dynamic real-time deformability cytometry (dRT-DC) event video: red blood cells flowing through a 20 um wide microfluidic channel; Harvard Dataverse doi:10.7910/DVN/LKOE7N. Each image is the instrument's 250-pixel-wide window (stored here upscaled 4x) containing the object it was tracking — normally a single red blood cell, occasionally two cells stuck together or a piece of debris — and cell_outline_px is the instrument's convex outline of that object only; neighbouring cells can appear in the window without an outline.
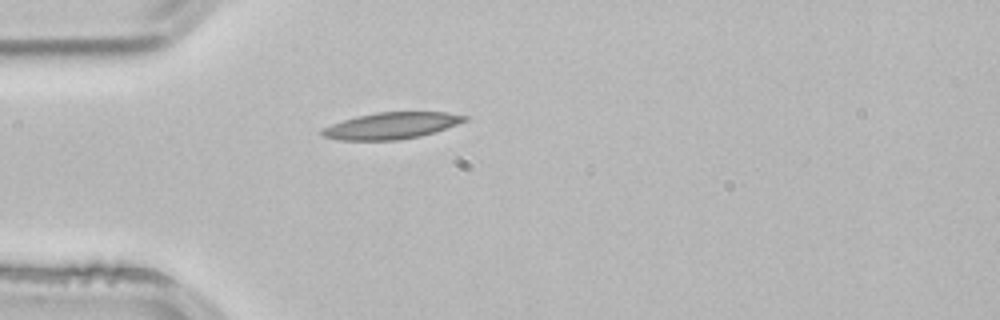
{"species": "common noctule bat (a hibernating species)", "species_latin": "Nyctalus noctula", "temperature_condition": "room temperature", "stored_images_in_passage": 4, "camera_frame_rate_fps": 3000, "um_per_image_px": 0.085, "animal": {"sex": "male", "body_mass_g": 21.5, "forearm_length_mm": 52.0}, "frame": {"image": 1, "passage_image": 4, "time_ms": 1.0, "image_size_px": [1000, 320], "cell_outline_px": [[468, 120], [420, 136], [396, 140], [340, 140], [320, 136], [320, 128], [356, 116], [376, 112], [448, 112], [468, 116]], "centroid_in_image_um": [33.21, 10.68], "position_along_channel_um": 51.8, "area_um2": 21.96}}